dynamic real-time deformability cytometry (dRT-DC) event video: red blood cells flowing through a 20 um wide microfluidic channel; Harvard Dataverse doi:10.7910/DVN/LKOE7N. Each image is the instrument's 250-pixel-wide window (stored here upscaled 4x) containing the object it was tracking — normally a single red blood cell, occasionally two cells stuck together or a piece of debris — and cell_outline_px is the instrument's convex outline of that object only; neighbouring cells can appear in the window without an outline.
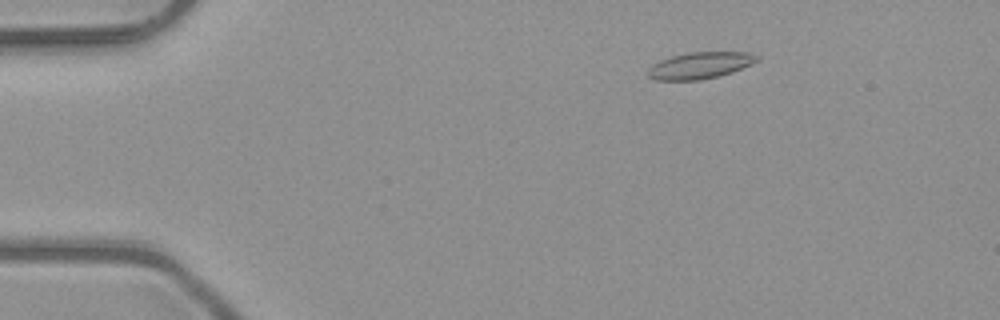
{"species": "common noctule bat (a hibernating species)", "species_latin": "Nyctalus noctula", "temperature_condition": "room temperature", "stored_images_in_passage": 5, "camera_frame_rate_fps": 3000, "um_per_image_px": 0.085, "animal": {"sex": "male", "body_mass_g": 23.1, "forearm_length_mm": 52.7}, "frame": {"image": 1, "passage_image": 3, "time_ms": 0.667, "image_size_px": [1000, 320], "cell_outline_px": [[760, 60], [752, 64], [732, 72], [700, 80], [656, 80], [648, 76], [648, 68], [652, 64], [660, 60], [672, 56], [688, 52], [748, 52], [760, 56]], "centroid_in_image_um": [59.51, 5.55], "position_along_channel_um": 25.5, "area_um2": 16.94}}